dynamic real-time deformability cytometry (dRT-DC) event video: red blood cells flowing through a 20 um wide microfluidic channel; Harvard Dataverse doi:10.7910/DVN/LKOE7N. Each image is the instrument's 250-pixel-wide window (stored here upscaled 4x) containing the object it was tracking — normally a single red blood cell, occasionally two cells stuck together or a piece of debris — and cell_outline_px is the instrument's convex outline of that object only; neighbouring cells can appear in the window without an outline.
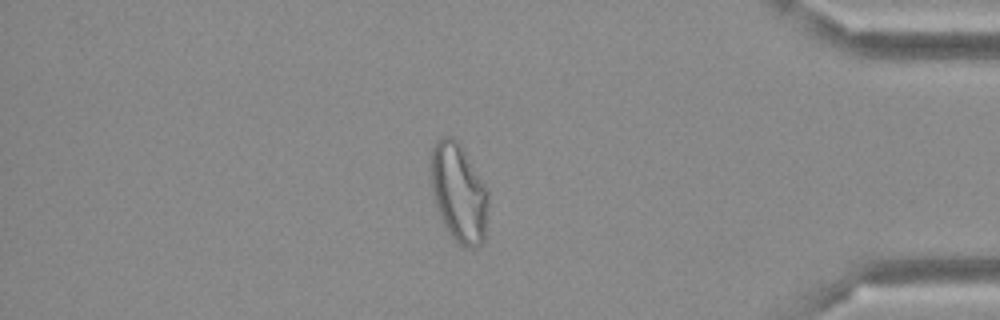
{"species": "Egyptian fruit bat (a non-hibernating species)", "species_latin": "Rousettus aegyptiacus", "temperature_condition": "cold", "stored_images_in_passage": 48, "camera_frame_rate_fps": 3000, "um_per_image_px": 0.085, "frame": {"image": 1, "passage_image": 41, "time_ms": 13.333, "image_size_px": [1000, 320], "cell_outline_px": [[488, 204], [484, 240], [476, 248], [468, 248], [456, 244], [444, 228], [432, 192], [428, 172], [432, 148], [436, 140], [444, 136], [452, 136], [464, 148], [484, 184], [488, 192]], "centroid_in_image_um": [38.96, 16.39], "position_along_channel_um": 396.2, "area_um2": 33.76}}